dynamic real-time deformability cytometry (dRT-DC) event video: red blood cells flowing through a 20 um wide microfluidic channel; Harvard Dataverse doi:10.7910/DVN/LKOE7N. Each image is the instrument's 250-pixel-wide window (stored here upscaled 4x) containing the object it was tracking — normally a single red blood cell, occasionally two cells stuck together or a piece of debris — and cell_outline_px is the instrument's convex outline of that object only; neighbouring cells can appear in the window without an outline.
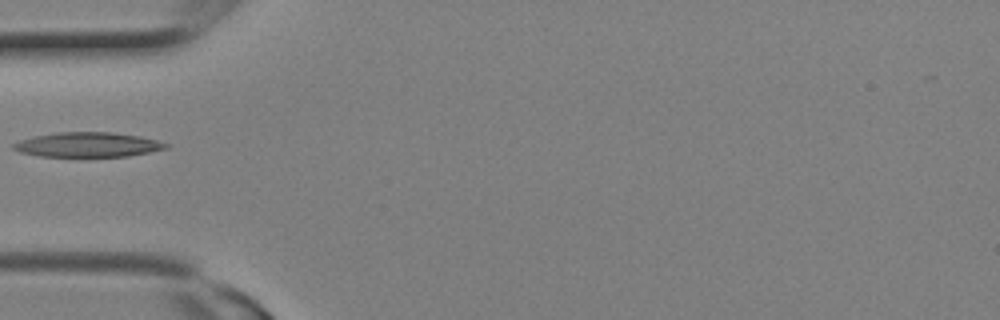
{"species": "Egyptian fruit bat (a non-hibernating species)", "species_latin": "Rousettus aegyptiacus", "temperature_condition": "room temperature", "stored_images_in_passage": 8, "camera_frame_rate_fps": 3000, "um_per_image_px": 0.085, "animal": {"sex": "female"}, "frame": {"image": 1, "passage_image": 6, "time_ms": 1.667, "image_size_px": [1000, 320], "cell_outline_px": [[156, 148], [140, 152], [116, 156], [56, 156], [32, 152], [56, 136], [124, 136], [144, 140]], "centroid_in_image_um": [7.93, 12.42], "position_along_channel_um": 77.1, "area_um2": 14.16}}
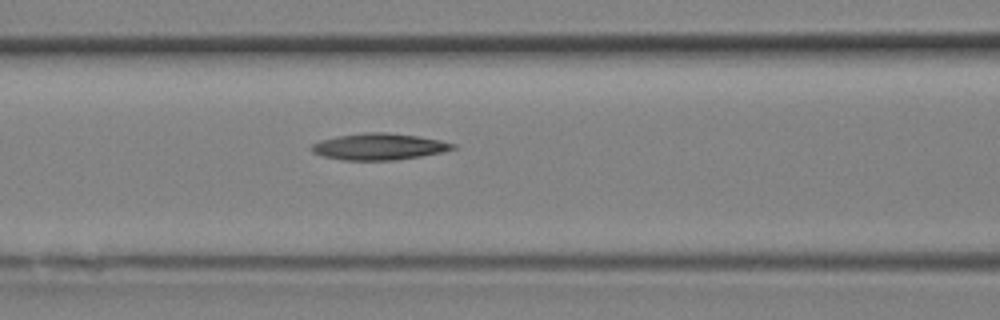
{"frame": {"image": 2, "passage_image": 8, "time_ms": 2.333, "image_size_px": [1000, 320], "cell_outline_px": [[448, 148], [432, 152], [408, 156], [336, 156], [320, 152], [316, 148], [352, 136], [408, 136], [448, 144]], "centroid_in_image_um": [32.43, 12.45], "position_along_channel_um": 134.2, "area_um2": 14.91}}